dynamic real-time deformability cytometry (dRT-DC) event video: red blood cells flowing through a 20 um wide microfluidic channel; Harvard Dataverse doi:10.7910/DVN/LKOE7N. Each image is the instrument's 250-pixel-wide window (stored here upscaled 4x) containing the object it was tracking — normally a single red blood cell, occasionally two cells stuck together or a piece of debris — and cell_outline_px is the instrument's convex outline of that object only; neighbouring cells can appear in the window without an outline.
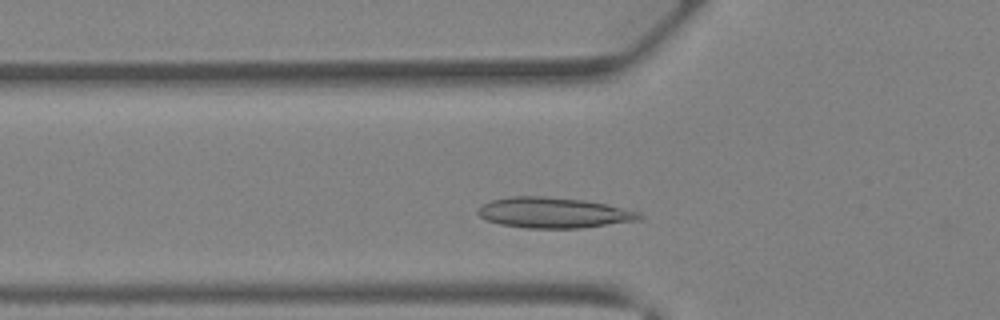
{"species": "Egyptian fruit bat (a non-hibernating species)", "species_latin": "Rousettus aegyptiacus", "temperature_condition": "warm", "stored_images_in_passage": 25, "camera_frame_rate_fps": 3000, "um_per_image_px": 0.085, "animal": {"sex": "female"}, "frame": {"image": 1, "passage_image": 6, "time_ms": 1.667, "image_size_px": [1000, 320], "cell_outline_px": [[644, 216], [640, 220], [580, 228], [528, 228], [500, 224], [488, 220], [480, 216], [476, 212], [484, 204], [492, 200], [512, 196], [544, 196], [584, 200], [604, 204], [640, 212]], "centroid_in_image_um": [47.08, 18.08], "position_along_channel_um": 78.7, "area_um2": 28.5}}
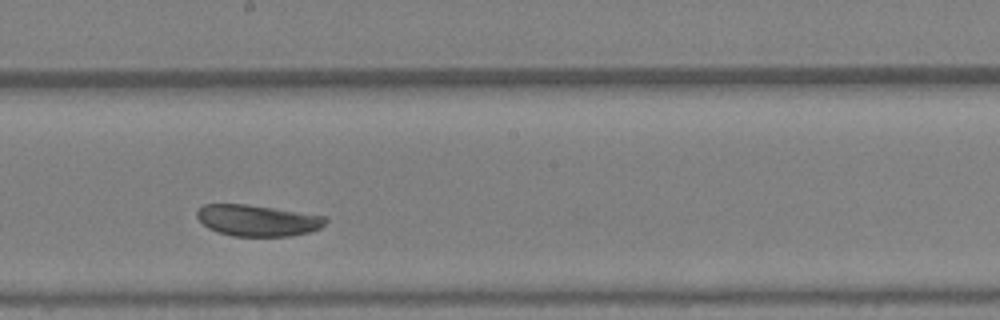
{"frame": {"image": 2, "passage_image": 15, "time_ms": 4.667, "image_size_px": [1000, 320], "cell_outline_px": [[328, 220], [320, 228], [308, 232], [292, 236], [232, 236], [216, 232], [208, 228], [196, 216], [196, 212], [204, 204], [244, 204], [328, 216]], "centroid_in_image_um": [21.9, 18.74], "position_along_channel_um": 226.3, "area_um2": 23.41}}
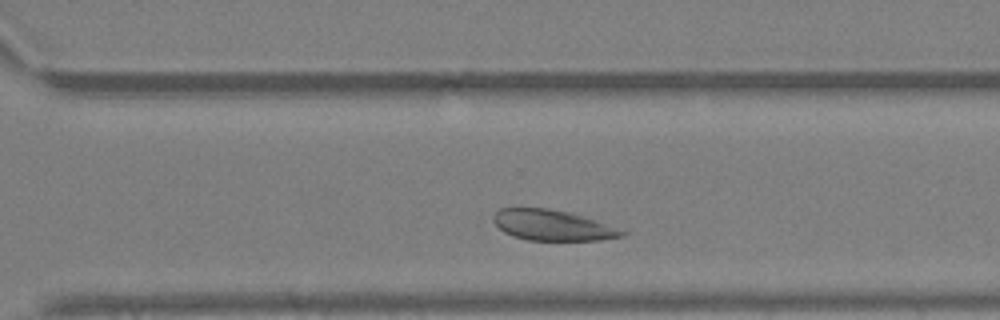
{"frame": {"image": 3, "passage_image": 21, "time_ms": 6.667, "image_size_px": [1000, 320], "cell_outline_px": [[628, 232], [624, 236], [600, 240], [528, 240], [512, 236], [504, 232], [492, 220], [492, 216], [500, 208], [548, 208], [568, 212]], "centroid_in_image_um": [46.9, 19.15], "position_along_channel_um": 323.7, "area_um2": 22.54}, "authors_computed_cell_mechanics": {"area_um2": 24.7384, "velocity_mm_per_s": 4.873, "shape_relaxation_time_tau1_ms": 3.3055, "shape_relaxation_time_tau2_ms": 0.973, "deformation_change_tau1": 0.0888, "deformation_change_tau2": 0.0368}}